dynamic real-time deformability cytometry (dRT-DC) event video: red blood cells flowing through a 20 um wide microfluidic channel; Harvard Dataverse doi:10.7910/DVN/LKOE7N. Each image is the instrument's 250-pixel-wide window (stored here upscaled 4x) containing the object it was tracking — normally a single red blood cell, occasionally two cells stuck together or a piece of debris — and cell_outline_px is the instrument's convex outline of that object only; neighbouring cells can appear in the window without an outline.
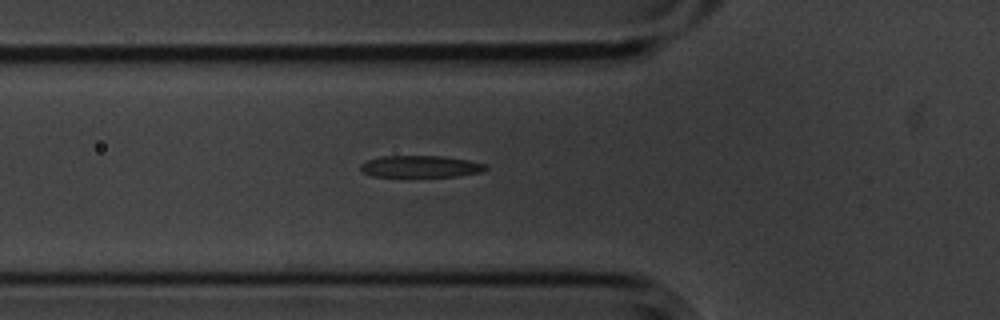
{"species": "common noctule bat (a hibernating species)", "species_latin": "Nyctalus noctula", "temperature_condition": "cold", "stored_images_in_passage": 7, "camera_frame_rate_fps": 3000, "um_per_image_px": 0.085, "animal": {"sex": "male", "body_mass_g": 20.1, "forearm_length_mm": 53.5}, "frame": {"image": 1, "passage_image": 7, "time_ms": 2.0, "image_size_px": [1000, 320], "cell_outline_px": [[488, 168], [484, 172], [456, 176], [372, 176], [364, 172], [360, 168], [360, 164], [368, 160], [380, 156], [440, 156], [468, 160], [488, 164]], "centroid_in_image_um": [35.79, 14.14], "position_along_channel_um": 90.0, "area_um2": 15.84}}